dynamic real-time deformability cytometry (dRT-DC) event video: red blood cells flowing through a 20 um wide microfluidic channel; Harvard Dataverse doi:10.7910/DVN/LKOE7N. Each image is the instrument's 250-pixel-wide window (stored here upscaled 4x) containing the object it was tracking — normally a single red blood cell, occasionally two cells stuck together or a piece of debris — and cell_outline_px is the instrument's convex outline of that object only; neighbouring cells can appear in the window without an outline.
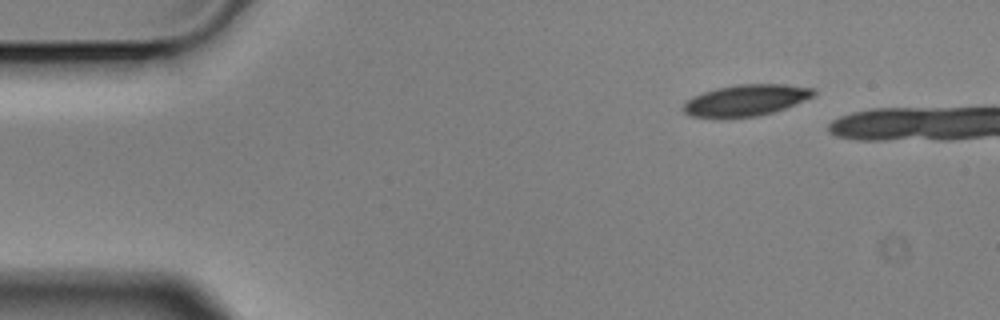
{"species": "Egyptian fruit bat (a non-hibernating species)", "species_latin": "Rousettus aegyptiacus", "temperature_condition": "cold", "stored_images_in_passage": 7, "camera_frame_rate_fps": 3000, "um_per_image_px": 0.085, "animal": {"sex": "male"}, "frame": {"image": 1, "passage_image": 1, "time_ms": 0.0, "image_size_px": [1000, 320], "cell_outline_px": [[816, 92], [812, 96], [804, 100], [784, 108], [772, 112], [756, 116], [720, 120], [688, 116], [680, 108], [692, 96], [716, 88], [736, 84], [788, 84], [816, 88]], "centroid_in_image_um": [63.33, 8.55], "position_along_channel_um": 21.7, "area_um2": 24.39}}
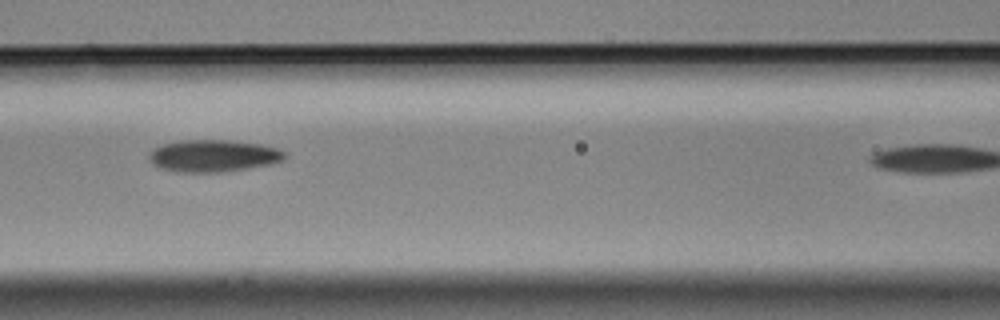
{"frame": {"image": 2, "passage_image": 5, "time_ms": 1.333, "image_size_px": [1000, 320], "cell_outline_px": [[288, 156], [284, 160], [268, 164], [248, 168], [224, 172], [176, 172], [160, 168], [152, 164], [148, 160], [148, 152], [152, 148], [164, 144], [184, 140], [228, 140], [260, 144], [276, 148], [284, 152]], "centroid_in_image_um": [18.09, 13.25], "position_along_channel_um": 148.5, "area_um2": 25.49}}
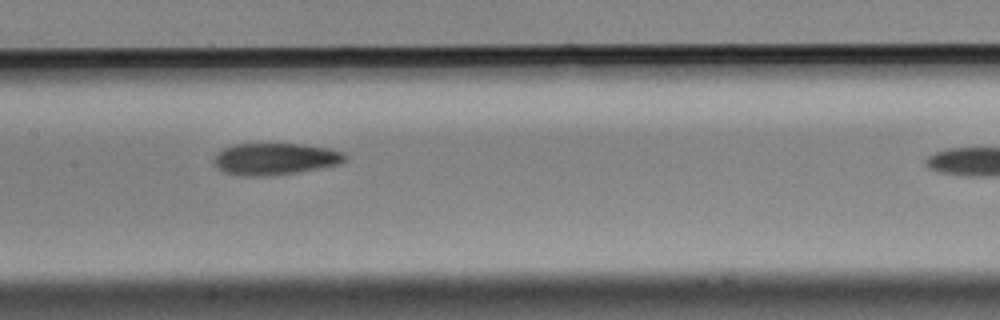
{"frame": {"image": 3, "passage_image": 6, "time_ms": 1.667, "image_size_px": [1000, 320], "cell_outline_px": [[348, 160], [340, 164], [300, 172], [276, 176], [240, 176], [224, 172], [216, 168], [212, 164], [212, 160], [224, 148], [236, 144], [300, 144], [328, 148], [344, 152], [348, 156]], "centroid_in_image_um": [23.4, 13.53], "position_along_channel_um": 184.0, "area_um2": 24.68}}